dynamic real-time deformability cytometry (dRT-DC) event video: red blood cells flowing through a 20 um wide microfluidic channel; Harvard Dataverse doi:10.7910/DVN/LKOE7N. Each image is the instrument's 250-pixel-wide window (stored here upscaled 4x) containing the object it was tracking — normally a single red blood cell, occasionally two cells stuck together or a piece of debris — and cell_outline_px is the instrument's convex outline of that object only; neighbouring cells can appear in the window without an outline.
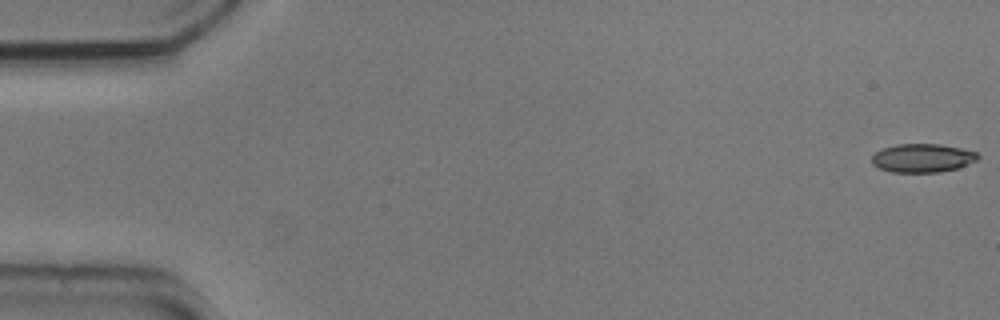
{"species": "common noctule bat (a hibernating species)", "species_latin": "Nyctalus noctula", "temperature_condition": "cold", "stored_images_in_passage": 55, "camera_frame_rate_fps": 3000, "um_per_image_px": 0.085, "animal": {"sex": "male", "body_mass_g": 20.5, "forearm_length_mm": 52.5}, "frame": {"image": 1, "passage_image": 1, "time_ms": 0.0, "image_size_px": [1000, 320], "cell_outline_px": [[980, 156], [976, 160], [956, 168], [940, 172], [892, 172], [880, 168], [872, 164], [872, 156], [876, 152], [884, 148], [896, 144], [940, 144], [960, 148], [976, 152]], "centroid_in_image_um": [78.39, 13.43], "position_along_channel_um": 6.6, "area_um2": 17.46}}
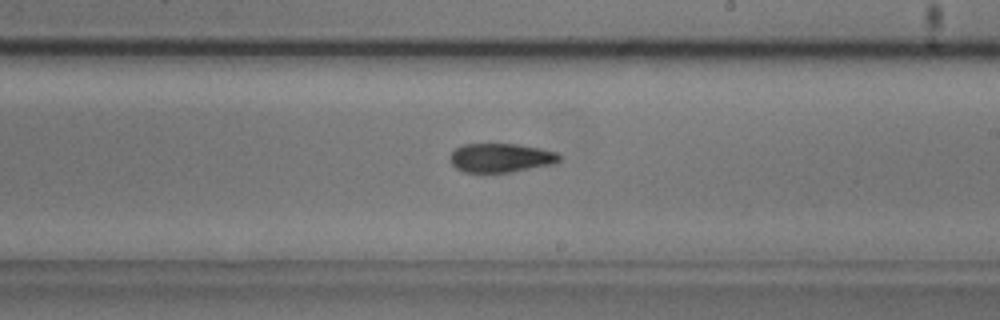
{"frame": {"image": 2, "passage_image": 32, "time_ms": 10.333, "image_size_px": [1000, 320], "cell_outline_px": [[560, 160], [556, 164], [512, 172], [464, 172], [456, 168], [452, 164], [452, 152], [456, 148], [464, 144], [520, 144], [540, 148], [556, 152], [560, 156]], "centroid_in_image_um": [42.62, 13.42], "position_along_channel_um": 246.4, "area_um2": 18.44}}
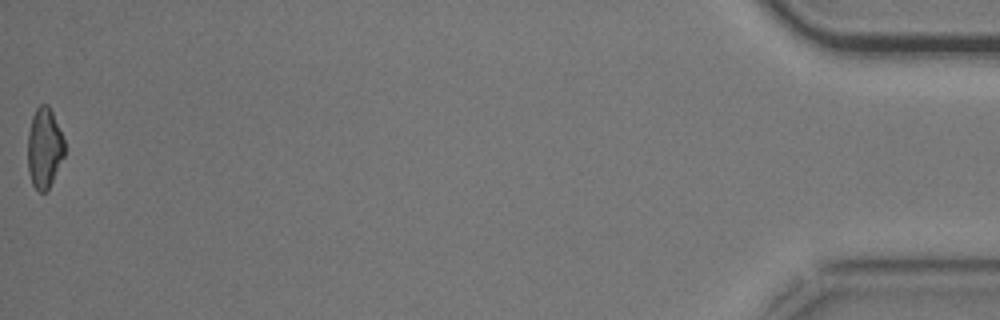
{"frame": {"image": 3, "passage_image": 55, "time_ms": 18.0, "image_size_px": [1000, 320], "cell_outline_px": [[64, 156], [48, 188], [44, 192], [40, 192], [32, 184], [28, 172], [28, 132], [32, 116], [36, 108], [40, 104], [48, 104], [52, 112], [64, 140]], "centroid_in_image_um": [3.75, 12.56], "position_along_channel_um": 431.4, "area_um2": 16.99}, "authors_computed_cell_mechanics": {"area_um2": 18.4382, "velocity_mm_per_s": 3.7057, "shape_relaxation_time_tau1_ms": 5.703, "shape_relaxation_time_tau2_ms": 6.9246, "deformation_change_tau1": 0.1373, "deformation_change_tau2": 0.1569}}